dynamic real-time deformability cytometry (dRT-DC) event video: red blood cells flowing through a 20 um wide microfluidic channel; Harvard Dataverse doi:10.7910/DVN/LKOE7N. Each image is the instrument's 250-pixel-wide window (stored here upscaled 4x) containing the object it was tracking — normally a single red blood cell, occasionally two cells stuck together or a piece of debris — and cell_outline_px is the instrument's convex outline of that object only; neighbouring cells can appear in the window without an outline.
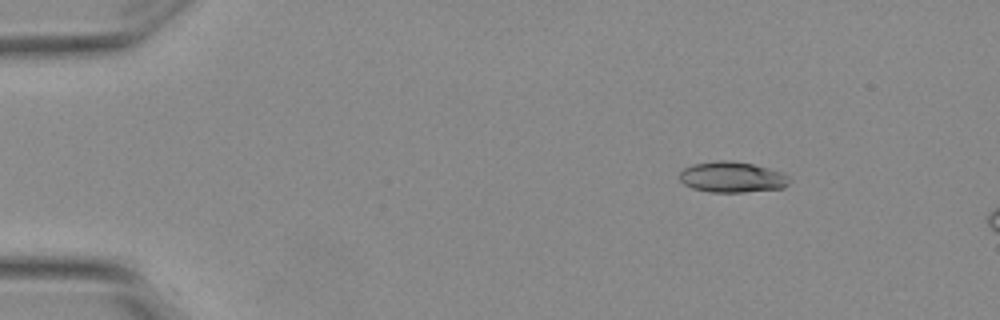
{"species": "Egyptian fruit bat (a non-hibernating species)", "species_latin": "Rousettus aegyptiacus", "temperature_condition": "warm", "stored_images_in_passage": 3, "camera_frame_rate_fps": 3000, "um_per_image_px": 0.085, "animal": {"sex": "female"}, "frame": {"image": 1, "passage_image": 1, "time_ms": 0.0, "image_size_px": [1000, 320], "cell_outline_px": [[788, 184], [784, 188], [744, 192], [708, 192], [692, 188], [684, 184], [680, 180], [680, 172], [684, 168], [692, 164], [716, 160], [732, 160], [752, 164], [784, 172], [788, 176]], "centroid_in_image_um": [62.22, 15.05], "position_along_channel_um": 22.8, "area_um2": 19.83}}